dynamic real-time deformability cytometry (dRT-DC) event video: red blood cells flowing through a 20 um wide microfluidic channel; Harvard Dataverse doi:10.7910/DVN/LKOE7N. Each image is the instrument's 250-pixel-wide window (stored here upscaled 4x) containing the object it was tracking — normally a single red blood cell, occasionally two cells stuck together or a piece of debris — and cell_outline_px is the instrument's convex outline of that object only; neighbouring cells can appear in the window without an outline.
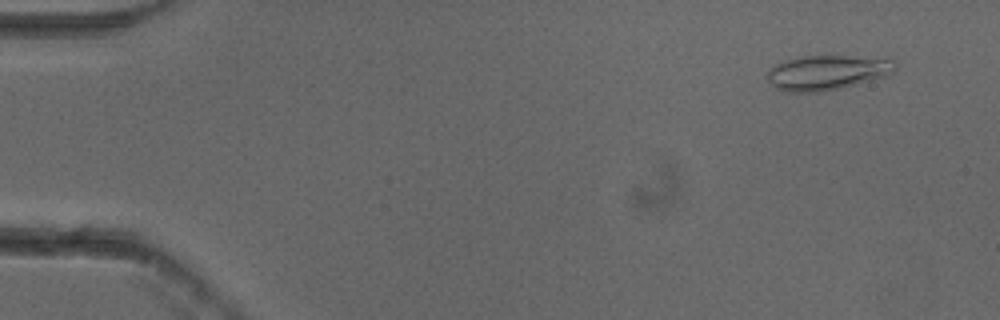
{"species": "common noctule bat (a hibernating species)", "species_latin": "Nyctalus noctula", "temperature_condition": "cold", "stored_images_in_passage": 53, "camera_frame_rate_fps": 3000, "um_per_image_px": 0.085, "animal": {"sex": "female"}, "frame": {"image": 1, "passage_image": 4, "time_ms": 1.0, "image_size_px": [1000, 320], "cell_outline_px": [[896, 68], [888, 76], [840, 88], [820, 92], [788, 92], [776, 88], [768, 80], [768, 68], [776, 64], [788, 60], [804, 56], [892, 56], [896, 64]], "centroid_in_image_um": [70.4, 6.14], "position_along_channel_um": 14.6, "area_um2": 26.3}}
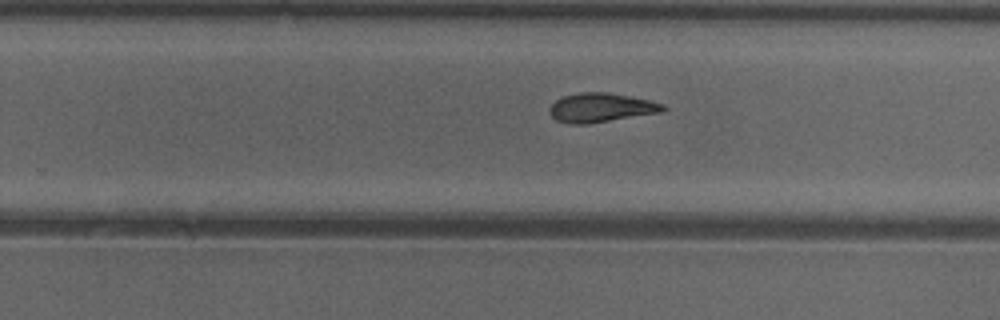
{"frame": {"image": 2, "passage_image": 34, "time_ms": 11.0, "image_size_px": [1000, 320], "cell_outline_px": [[668, 108], [664, 112], [588, 124], [568, 124], [556, 120], [548, 112], [548, 108], [556, 100], [564, 96], [580, 92], [608, 92], [648, 100], [664, 104]], "centroid_in_image_um": [51.09, 9.16], "position_along_channel_um": 278.7, "area_um2": 19.42}}
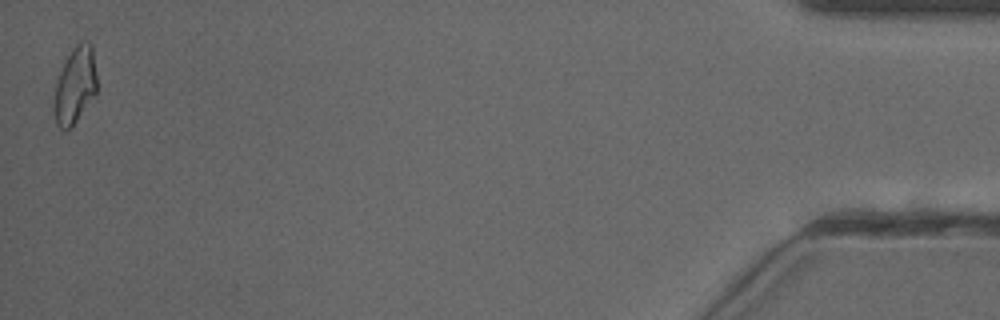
{"frame": {"image": 3, "passage_image": 53, "time_ms": 17.333, "image_size_px": [1000, 320], "cell_outline_px": [[96, 92], [72, 128], [64, 132], [56, 124], [52, 108], [52, 100], [56, 84], [60, 72], [68, 56], [76, 44], [80, 40], [88, 40], [92, 44], [96, 72]], "centroid_in_image_um": [6.36, 7.29], "position_along_channel_um": 428.8, "area_um2": 19.42}, "authors_computed_cell_mechanics": {"area_um2": 19.5364, "velocity_mm_per_s": 3.849, "shape_relaxation_time_tau1_ms": 4.3438, "shape_relaxation_time_tau2_ms": 2.4586, "deformation_change_tau1": 0.1298, "deformation_change_tau2": 0.0958}}